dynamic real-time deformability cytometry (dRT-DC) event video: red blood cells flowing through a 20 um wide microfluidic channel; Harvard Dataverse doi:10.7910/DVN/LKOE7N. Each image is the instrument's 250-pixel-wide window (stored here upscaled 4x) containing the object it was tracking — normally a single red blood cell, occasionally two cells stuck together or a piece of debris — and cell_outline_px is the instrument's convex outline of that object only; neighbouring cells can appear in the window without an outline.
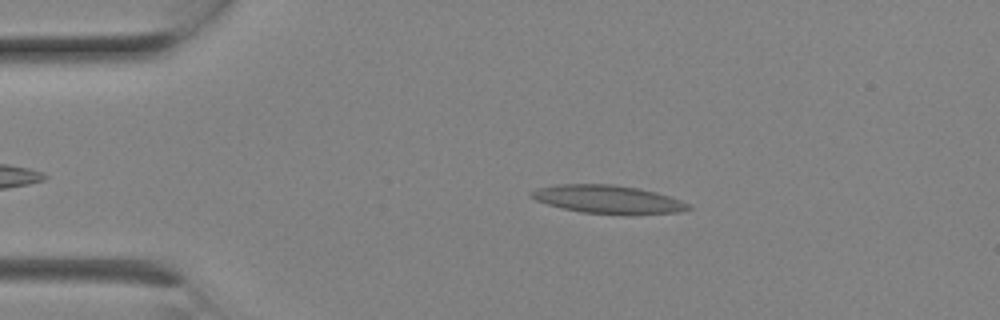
{"species": "Egyptian fruit bat (a non-hibernating species)", "species_latin": "Rousettus aegyptiacus", "temperature_condition": "room temperature", "stored_images_in_passage": 5, "camera_frame_rate_fps": 3000, "um_per_image_px": 0.085, "animal": {"sex": "female"}, "frame": {"image": 1, "passage_image": 3, "time_ms": 0.667, "image_size_px": [1000, 320], "cell_outline_px": [[692, 208], [680, 212], [624, 216], [580, 212], [548, 204], [536, 200], [528, 196], [528, 192], [536, 188], [556, 184], [612, 184], [640, 188], [656, 192], [680, 200], [688, 204]], "centroid_in_image_um": [51.66, 16.96], "position_along_channel_um": 33.3, "area_um2": 26.36}}